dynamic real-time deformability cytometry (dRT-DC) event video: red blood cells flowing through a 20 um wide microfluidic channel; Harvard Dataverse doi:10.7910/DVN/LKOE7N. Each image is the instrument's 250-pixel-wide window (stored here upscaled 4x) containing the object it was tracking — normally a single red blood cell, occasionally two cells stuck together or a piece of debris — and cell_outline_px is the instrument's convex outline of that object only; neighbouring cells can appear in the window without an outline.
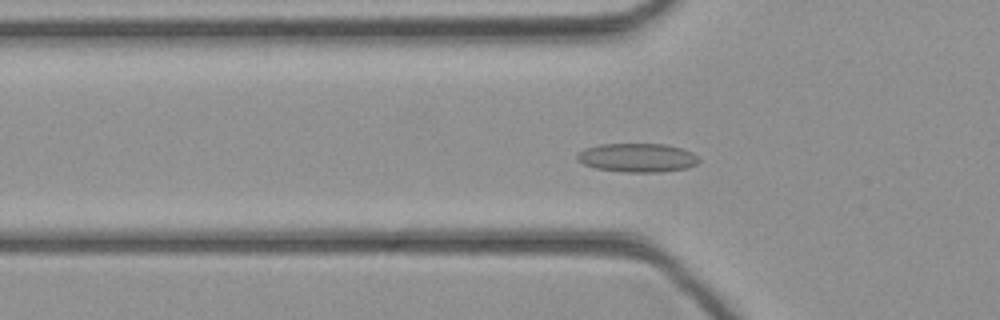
{"species": "common noctule bat (a hibernating species)", "species_latin": "Nyctalus noctula", "temperature_condition": "cold", "stored_images_in_passage": 43, "camera_frame_rate_fps": 3000, "um_per_image_px": 0.085, "animal": {"sex": "female", "body_mass_g": 21.9}, "frame": {"image": 1, "passage_image": 12, "time_ms": 3.667, "image_size_px": [1000, 320], "cell_outline_px": [[700, 160], [696, 164], [688, 168], [660, 172], [624, 172], [596, 168], [584, 164], [576, 160], [576, 156], [584, 148], [600, 144], [664, 144], [680, 148], [692, 152]], "centroid_in_image_um": [54.16, 13.4], "position_along_channel_um": 71.6, "area_um2": 20.4}}
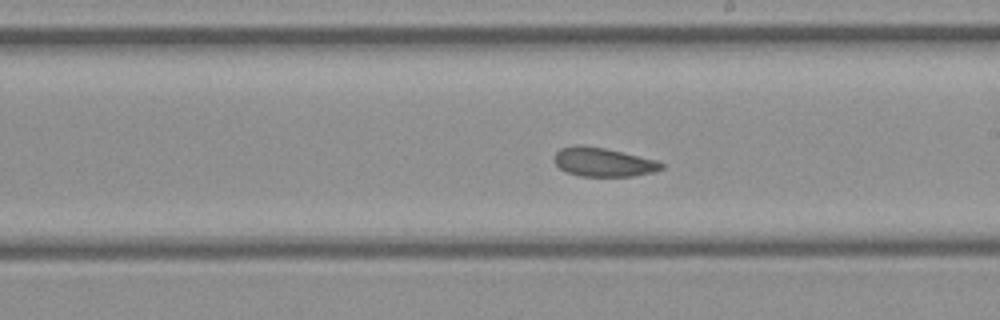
{"frame": {"image": 2, "passage_image": 23, "time_ms": 7.333, "image_size_px": [1000, 320], "cell_outline_px": [[664, 168], [652, 172], [632, 176], [580, 176], [568, 172], [560, 168], [552, 160], [552, 156], [560, 148], [576, 144], [584, 144], [604, 148], [656, 160], [664, 164]], "centroid_in_image_um": [51.22, 13.76], "position_along_channel_um": 237.8, "area_um2": 18.09}}
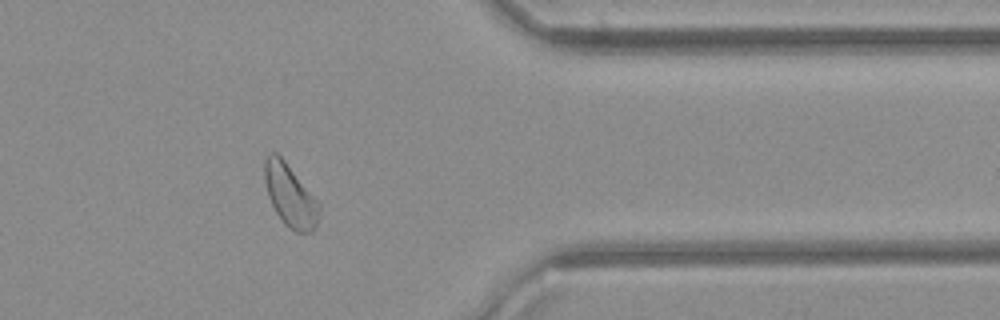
{"frame": {"image": 3, "passage_image": 34, "time_ms": 11.0, "image_size_px": [1000, 320], "cell_outline_px": [[320, 216], [316, 228], [312, 232], [296, 232], [284, 224], [276, 212], [268, 196], [264, 180], [264, 160], [268, 152], [276, 152], [284, 160], [320, 204]], "centroid_in_image_um": [24.66, 16.63], "position_along_channel_um": 386.7, "area_um2": 19.83}}